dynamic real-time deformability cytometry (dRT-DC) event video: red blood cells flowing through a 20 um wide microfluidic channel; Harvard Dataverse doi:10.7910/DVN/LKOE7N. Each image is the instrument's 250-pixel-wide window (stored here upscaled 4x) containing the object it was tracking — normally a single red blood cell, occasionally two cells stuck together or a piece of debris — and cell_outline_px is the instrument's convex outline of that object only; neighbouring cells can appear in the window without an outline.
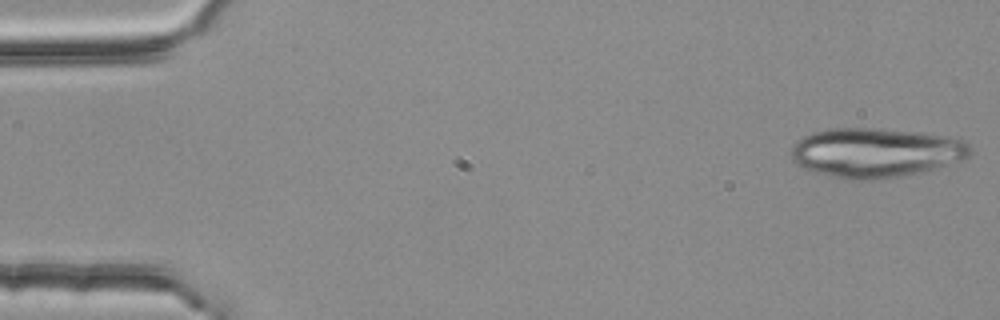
{"species": "common noctule bat (a hibernating species)", "species_latin": "Nyctalus noctula", "temperature_condition": "room temperature", "stored_images_in_passage": 4, "camera_frame_rate_fps": 3000, "um_per_image_px": 0.085, "animal": {"sex": "female", "body_mass_g": 25.1}, "frame": {"image": 1, "passage_image": 1, "time_ms": 0.0, "image_size_px": [1000, 320], "cell_outline_px": [[972, 152], [968, 156], [932, 168], [904, 176], [872, 180], [848, 180], [812, 172], [796, 164], [792, 160], [792, 144], [796, 140], [812, 132], [828, 128], [872, 128], [920, 132], [952, 136], [964, 140], [972, 148]], "centroid_in_image_um": [74.38, 12.96], "position_along_channel_um": 10.6, "area_um2": 51.73}}